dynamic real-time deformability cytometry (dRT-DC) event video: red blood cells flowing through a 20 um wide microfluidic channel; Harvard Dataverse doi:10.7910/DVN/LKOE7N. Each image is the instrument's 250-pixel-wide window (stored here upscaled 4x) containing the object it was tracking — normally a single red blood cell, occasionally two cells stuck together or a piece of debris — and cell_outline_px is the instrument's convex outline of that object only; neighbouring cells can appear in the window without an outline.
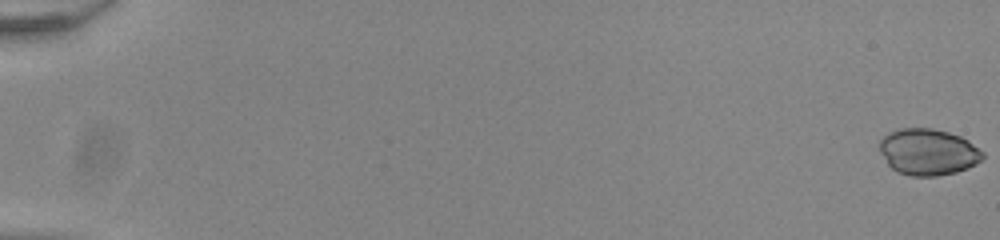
{"species": "common noctule bat (a hibernating species)", "species_latin": "Nyctalus noctula", "temperature_condition": "room temperature", "stored_images_in_passage": 55, "camera_frame_rate_fps": 3000, "um_per_image_px": 0.085, "animal": {"sex": "male", "body_mass_g": 20.0, "forearm_length_mm": 53.3}, "frame": {"image": 1, "passage_image": 1, "time_ms": 0.0, "image_size_px": [1000, 240], "cell_outline_px": [[984, 156], [976, 164], [968, 168], [956, 172], [936, 176], [912, 176], [896, 172], [888, 164], [880, 152], [880, 140], [888, 132], [900, 128], [932, 128], [948, 132], [960, 136], [968, 140], [984, 152]], "centroid_in_image_um": [78.89, 12.91], "position_along_channel_um": 6.1, "area_um2": 27.98}}
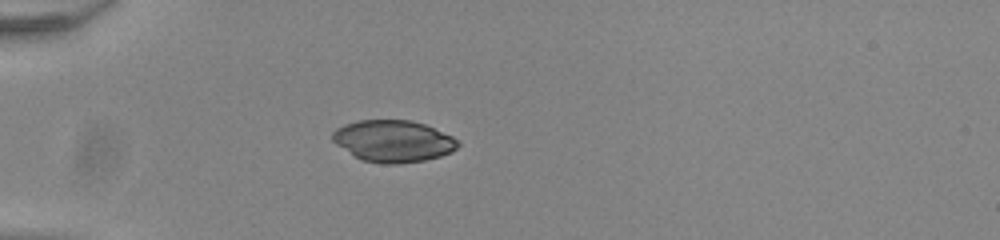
{"frame": {"image": 2, "passage_image": 18, "time_ms": 5.667, "image_size_px": [1000, 240], "cell_outline_px": [[460, 144], [452, 152], [440, 156], [424, 160], [400, 164], [384, 164], [364, 160], [356, 156], [336, 144], [332, 140], [332, 132], [336, 128], [344, 124], [360, 120], [412, 120], [424, 124], [452, 136]], "centroid_in_image_um": [33.42, 11.99], "position_along_channel_um": 51.6, "area_um2": 30.35}}